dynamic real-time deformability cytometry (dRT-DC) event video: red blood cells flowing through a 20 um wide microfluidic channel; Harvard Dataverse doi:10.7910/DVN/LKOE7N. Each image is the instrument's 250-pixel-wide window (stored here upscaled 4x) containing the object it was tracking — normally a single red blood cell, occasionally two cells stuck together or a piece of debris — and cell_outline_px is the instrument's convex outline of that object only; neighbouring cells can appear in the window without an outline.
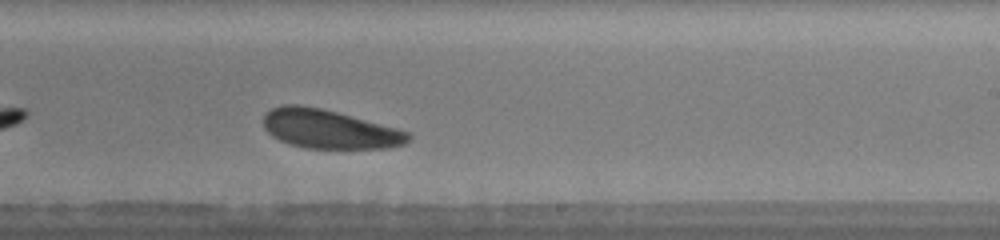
{"species": "human", "species_latin": "Homo sapiens", "temperature_condition": "warm", "stored_images_in_passage": 12, "camera_frame_rate_fps": 3000, "um_per_image_px": 0.085, "donor": {"sex": "male"}, "frame": {"image": 1, "passage_image": 12, "time_ms": 5.667, "image_size_px": [1000, 240], "cell_outline_px": [[412, 136], [404, 144], [388, 148], [308, 148], [288, 144], [272, 136], [264, 128], [264, 116], [272, 108], [284, 104], [296, 104], [320, 108], [336, 112], [396, 128], [408, 132]], "centroid_in_image_um": [27.97, 10.98], "position_along_channel_um": 261.0, "area_um2": 32.48}}